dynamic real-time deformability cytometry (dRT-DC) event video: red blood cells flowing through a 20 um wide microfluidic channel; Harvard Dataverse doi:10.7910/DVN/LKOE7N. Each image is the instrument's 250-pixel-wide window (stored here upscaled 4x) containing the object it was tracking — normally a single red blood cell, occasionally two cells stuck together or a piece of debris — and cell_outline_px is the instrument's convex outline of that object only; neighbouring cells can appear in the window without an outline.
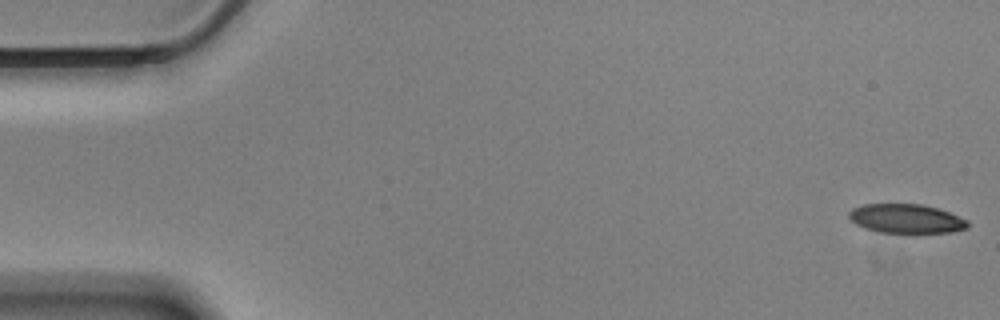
{"species": "Egyptian fruit bat (a non-hibernating species)", "species_latin": "Rousettus aegyptiacus", "temperature_condition": "cold", "stored_images_in_passage": 58, "camera_frame_rate_fps": 3000, "um_per_image_px": 0.085, "animal": {"sex": "male"}, "frame": {"image": 1, "passage_image": 1, "time_ms": 0.0, "image_size_px": [1000, 320], "cell_outline_px": [[968, 228], [952, 232], [880, 232], [864, 228], [856, 224], [848, 216], [848, 212], [852, 208], [864, 204], [924, 204], [940, 208], [968, 220]], "centroid_in_image_um": [77.04, 18.57], "position_along_channel_um": 8.0, "area_um2": 20.17}}
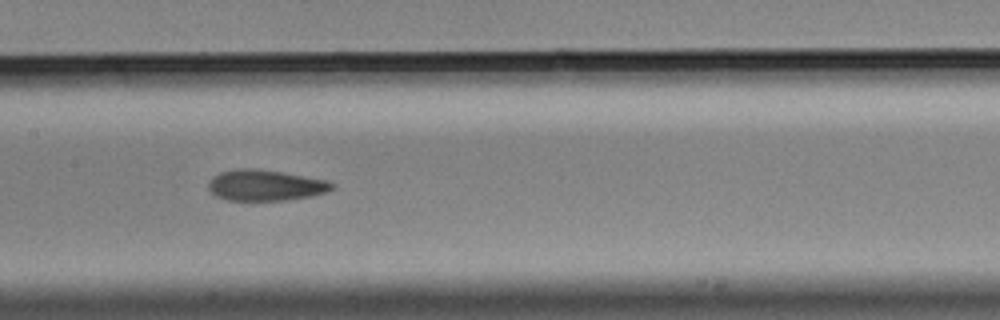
{"frame": {"image": 2, "passage_image": 28, "time_ms": 9.0, "image_size_px": [1000, 320], "cell_outline_px": [[332, 188], [328, 192], [288, 200], [228, 200], [216, 196], [208, 188], [208, 184], [212, 176], [220, 172], [240, 168], [252, 168], [280, 172], [328, 180], [332, 184]], "centroid_in_image_um": [22.52, 15.75], "position_along_channel_um": 184.9, "area_um2": 22.02}}
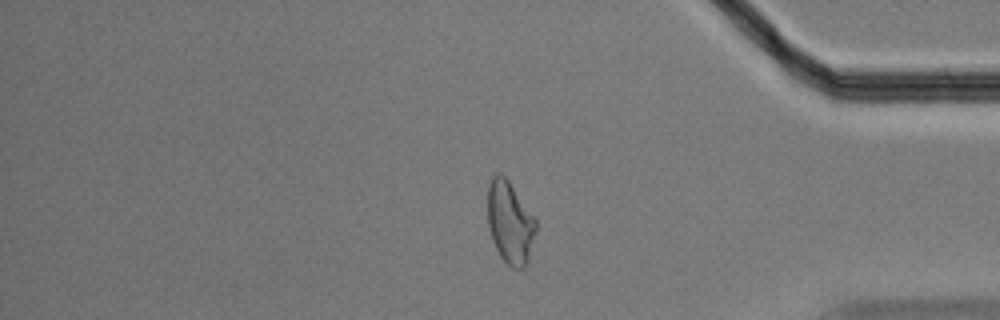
{"frame": {"image": 3, "passage_image": 48, "time_ms": 15.667, "image_size_px": [1000, 320], "cell_outline_px": [[536, 228], [528, 260], [524, 268], [512, 268], [500, 256], [492, 240], [488, 224], [488, 184], [492, 176], [496, 172], [500, 172], [508, 180], [536, 220]], "centroid_in_image_um": [43.33, 18.9], "position_along_channel_um": 391.9, "area_um2": 22.89}, "authors_computed_cell_mechanics": {"area_um2": 22.3686, "velocity_mm_per_s": 3.4605, "shape_relaxation_time_tau1_ms": 6.489, "shape_relaxation_time_tau2_ms": 3.1767, "deformation_change_tau1": 0.1591, "deformation_change_tau2": 0.0916}}